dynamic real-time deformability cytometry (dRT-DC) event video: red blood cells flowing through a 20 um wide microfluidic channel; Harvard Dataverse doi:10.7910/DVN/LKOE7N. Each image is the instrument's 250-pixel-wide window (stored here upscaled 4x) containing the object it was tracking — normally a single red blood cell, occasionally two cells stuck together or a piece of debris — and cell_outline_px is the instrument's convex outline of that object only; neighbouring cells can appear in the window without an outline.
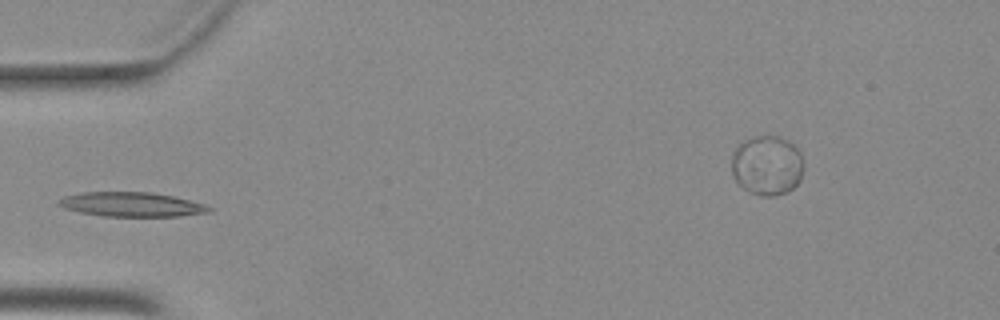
{"species": "Egyptian fruit bat (a non-hibernating species)", "species_latin": "Rousettus aegyptiacus", "temperature_condition": "warm", "stored_images_in_passage": 36, "camera_frame_rate_fps": 3000, "um_per_image_px": 0.085, "animal": {"sex": "female"}, "frame": {"image": 1, "passage_image": 1, "time_ms": 0.0, "image_size_px": [1000, 320], "cell_outline_px": [[212, 212], [176, 216], [104, 216], [80, 212], [64, 208], [56, 204], [56, 200], [64, 196], [80, 192], [152, 192], [172, 196], [208, 204], [212, 208]], "centroid_in_image_um": [11.18, 17.37], "position_along_channel_um": 73.8, "area_um2": 21.56}}
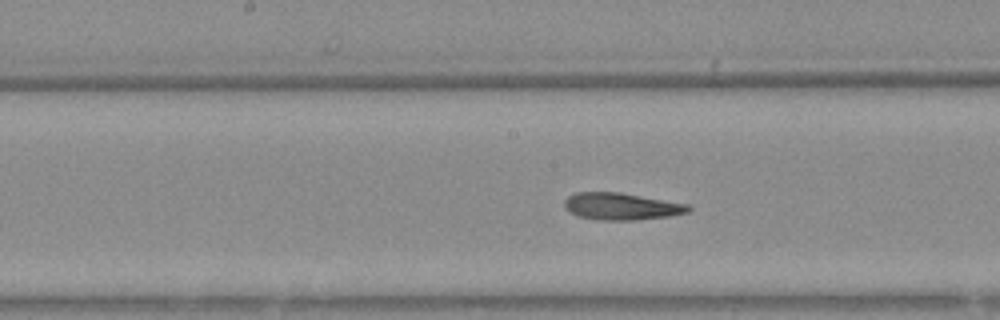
{"frame": {"image": 2, "passage_image": 10, "time_ms": 3.0, "image_size_px": [1000, 320], "cell_outline_px": [[692, 208], [688, 212], [668, 216], [636, 220], [604, 220], [580, 216], [564, 208], [564, 200], [568, 196], [576, 192], [620, 192], [688, 204]], "centroid_in_image_um": [52.82, 17.53], "position_along_channel_um": 195.4, "area_um2": 19.36}}
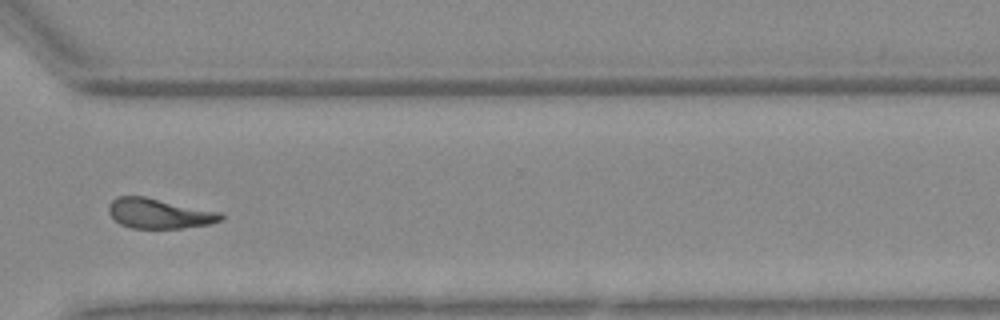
{"frame": {"image": 3, "passage_image": 22, "time_ms": 7.0, "image_size_px": [1000, 320], "cell_outline_px": [[224, 220], [212, 224], [180, 228], [132, 228], [120, 224], [108, 212], [108, 204], [116, 196], [144, 196], [220, 212], [224, 216]], "centroid_in_image_um": [13.54, 18.14], "position_along_channel_um": 357.1, "area_um2": 19.65}}